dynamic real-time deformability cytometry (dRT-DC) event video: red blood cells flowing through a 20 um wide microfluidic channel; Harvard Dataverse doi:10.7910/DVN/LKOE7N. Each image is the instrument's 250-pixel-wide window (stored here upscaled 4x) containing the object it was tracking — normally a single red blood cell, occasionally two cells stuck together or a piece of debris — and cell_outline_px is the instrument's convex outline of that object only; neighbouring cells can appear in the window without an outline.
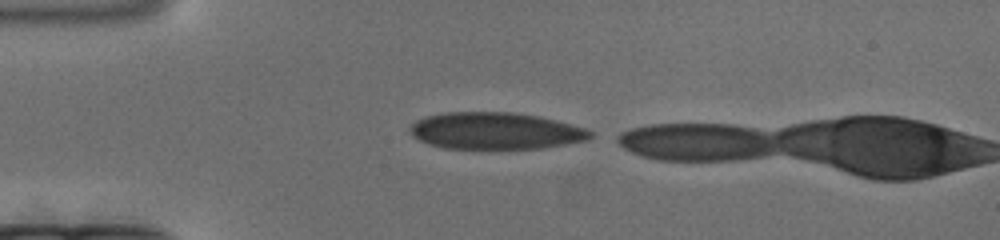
{"species": "human", "species_latin": "Homo sapiens", "temperature_condition": "cold", "stored_images_in_passage": 5, "camera_frame_rate_fps": 3000, "um_per_image_px": 0.085, "donor": {"sex": "female"}, "frame": {"image": 1, "passage_image": 1, "time_ms": 0.0, "image_size_px": [1000, 240], "cell_outline_px": [[592, 136], [588, 140], [544, 148], [444, 148], [428, 144], [412, 136], [408, 128], [416, 120], [424, 116], [444, 112], [512, 112], [540, 116], [556, 120], [584, 128], [592, 132]], "centroid_in_image_um": [42.08, 11.11], "position_along_channel_um": 42.9, "area_um2": 38.78}}